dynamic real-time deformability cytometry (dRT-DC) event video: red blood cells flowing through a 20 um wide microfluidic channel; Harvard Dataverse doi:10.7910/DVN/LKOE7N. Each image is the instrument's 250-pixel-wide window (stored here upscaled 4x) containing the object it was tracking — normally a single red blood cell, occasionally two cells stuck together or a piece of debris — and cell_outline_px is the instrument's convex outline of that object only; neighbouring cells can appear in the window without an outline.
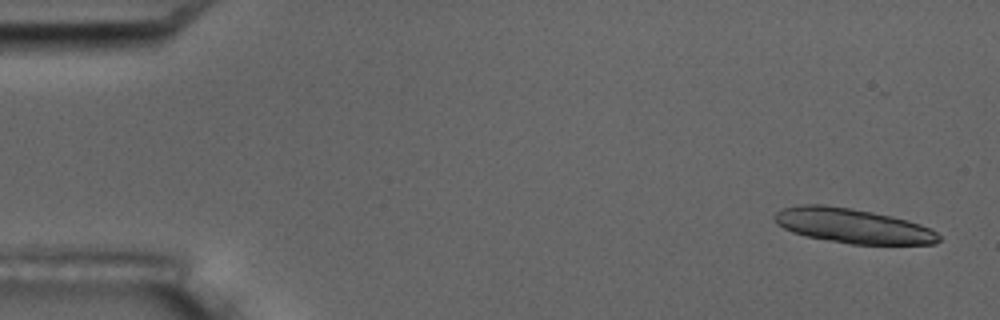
{"species": "common noctule bat (a hibernating species)", "species_latin": "Nyctalus noctula", "temperature_condition": "room temperature", "stored_images_in_passage": 15, "camera_frame_rate_fps": 3000, "um_per_image_px": 0.085, "animal": {"sex": "male", "body_mass_g": 17.5, "forearm_length_mm": 52.3}, "frame": {"image": 1, "passage_image": 1, "time_ms": 0.0, "image_size_px": [1000, 320], "cell_outline_px": [[940, 240], [936, 244], [852, 244], [804, 236], [792, 232], [776, 224], [772, 216], [776, 212], [784, 208], [800, 204], [824, 204], [852, 208], [892, 216], [908, 220], [920, 224], [936, 232], [940, 236]], "centroid_in_image_um": [72.45, 19.19], "position_along_channel_um": 12.5, "area_um2": 33.29}}
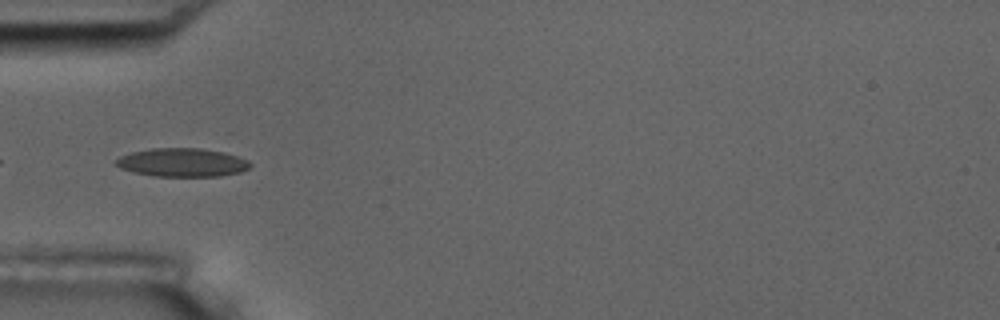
{"frame": {"image": 2, "passage_image": 5, "time_ms": 5.333, "image_size_px": [1000, 320], "cell_outline_px": [[252, 164], [248, 168], [240, 172], [220, 176], [152, 176], [132, 172], [120, 168], [116, 164], [116, 160], [120, 156], [132, 152], [152, 148], [200, 148], [224, 152], [248, 160]], "centroid_in_image_um": [15.48, 13.81], "position_along_channel_um": 69.5, "area_um2": 22.25}}
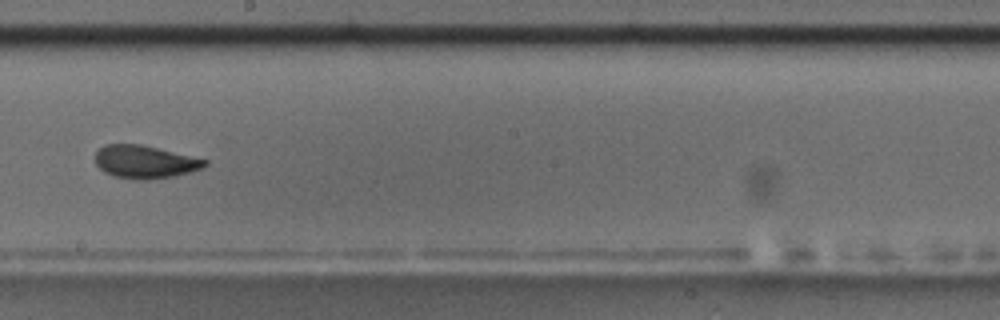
{"frame": {"image": 3, "passage_image": 9, "time_ms": 10.0, "image_size_px": [1000, 320], "cell_outline_px": [[208, 164], [204, 168], [176, 176], [144, 180], [136, 180], [116, 176], [104, 172], [96, 164], [96, 152], [104, 144], [140, 144], [208, 160]], "centroid_in_image_um": [12.33, 13.76], "position_along_channel_um": 235.9, "area_um2": 20.98}, "authors_computed_cell_mechanics": {"area_um2": 21.8484, "velocity_mm_per_s": 3.578, "shape_relaxation_time_tau1_ms": 3.7174, "shape_relaxation_time_tau2_ms": 0.9798, "deformation_change_tau1": 0.1114, "deformation_change_tau2": 0.045}}